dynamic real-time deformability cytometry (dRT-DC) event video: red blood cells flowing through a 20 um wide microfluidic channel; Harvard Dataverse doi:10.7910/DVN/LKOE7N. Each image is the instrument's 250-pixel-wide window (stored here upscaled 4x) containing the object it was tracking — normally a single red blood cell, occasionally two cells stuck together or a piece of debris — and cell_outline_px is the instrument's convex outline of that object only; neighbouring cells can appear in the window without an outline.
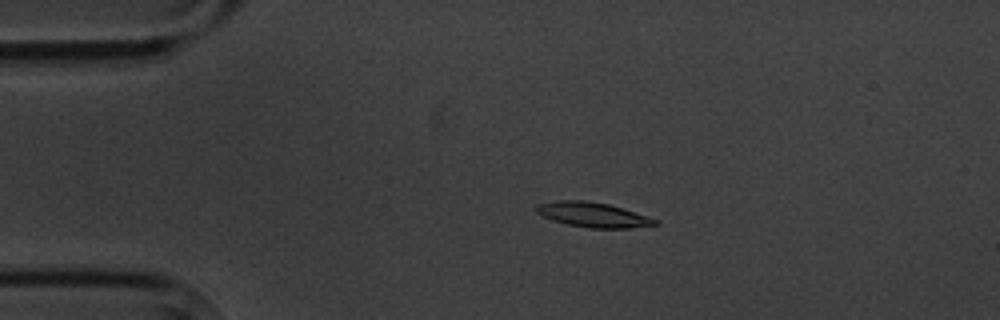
{"species": "common noctule bat (a hibernating species)", "species_latin": "Nyctalus noctula", "temperature_condition": "cold", "stored_images_in_passage": 6, "camera_frame_rate_fps": 3000, "um_per_image_px": 0.085, "animal": {"sex": "male", "body_mass_g": 20.1, "forearm_length_mm": 53.5}, "frame": {"image": 1, "passage_image": 4, "time_ms": 3.667, "image_size_px": [1000, 320], "cell_outline_px": [[660, 224], [628, 228], [592, 228], [568, 224], [552, 220], [536, 212], [536, 204], [560, 200], [584, 200], [608, 204], [648, 216], [656, 220]], "centroid_in_image_um": [50.39, 18.25], "position_along_channel_um": 34.6, "area_um2": 16.94}}
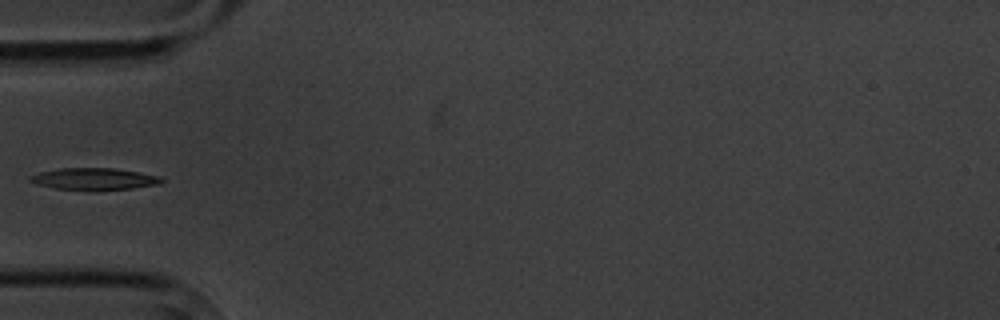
{"frame": {"image": 2, "passage_image": 6, "time_ms": 6.0, "image_size_px": [1000, 320], "cell_outline_px": [[164, 180], [160, 184], [132, 188], [56, 188], [36, 184], [28, 180], [28, 176], [40, 172], [60, 168], [116, 168], [160, 176]], "centroid_in_image_um": [8.0, 15.17], "position_along_channel_um": 77.0, "area_um2": 16.07}}